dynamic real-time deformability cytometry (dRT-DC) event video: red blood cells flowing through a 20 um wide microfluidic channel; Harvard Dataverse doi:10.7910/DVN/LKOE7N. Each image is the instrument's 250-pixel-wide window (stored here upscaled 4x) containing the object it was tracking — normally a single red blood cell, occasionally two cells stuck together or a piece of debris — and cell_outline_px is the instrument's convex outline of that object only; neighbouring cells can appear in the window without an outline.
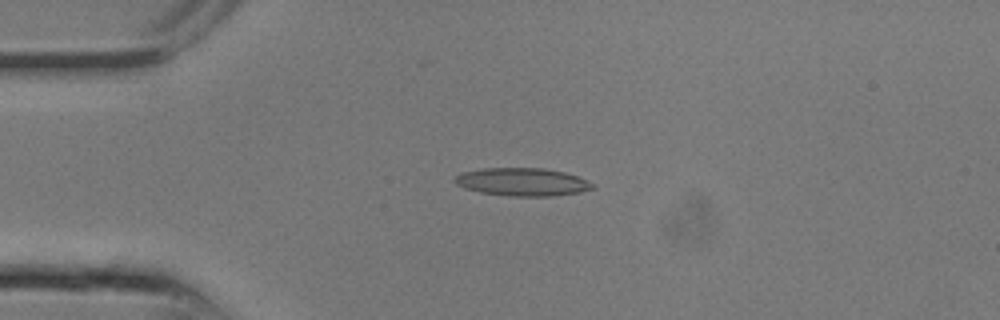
{"species": "common noctule bat (a hibernating species)", "species_latin": "Nyctalus noctula", "temperature_condition": "room temperature", "stored_images_in_passage": 9, "camera_frame_rate_fps": 3000, "um_per_image_px": 0.085, "animal": {"sex": "male", "body_mass_g": 13.3}, "frame": {"image": 1, "passage_image": 6, "time_ms": 1.667, "image_size_px": [1000, 320], "cell_outline_px": [[596, 188], [580, 192], [552, 196], [508, 196], [480, 192], [464, 188], [456, 184], [452, 180], [460, 172], [480, 168], [544, 168], [564, 172], [576, 176], [596, 184]], "centroid_in_image_um": [44.38, 15.46], "position_along_channel_um": 40.6, "area_um2": 22.66}}
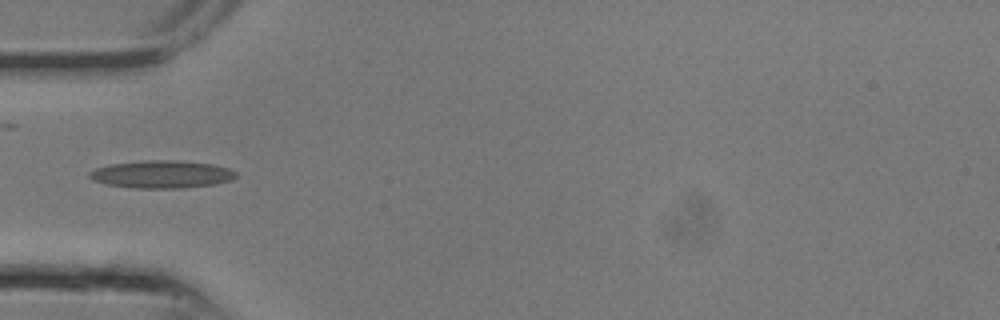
{"frame": {"image": 2, "passage_image": 8, "time_ms": 2.333, "image_size_px": [1000, 320], "cell_outline_px": [[236, 176], [232, 180], [216, 184], [184, 188], [132, 188], [108, 184], [92, 180], [88, 176], [88, 172], [96, 168], [112, 164], [148, 160], [184, 160], [212, 164], [228, 168], [236, 172]], "centroid_in_image_um": [13.77, 14.81], "position_along_channel_um": 71.2, "area_um2": 23.7}}